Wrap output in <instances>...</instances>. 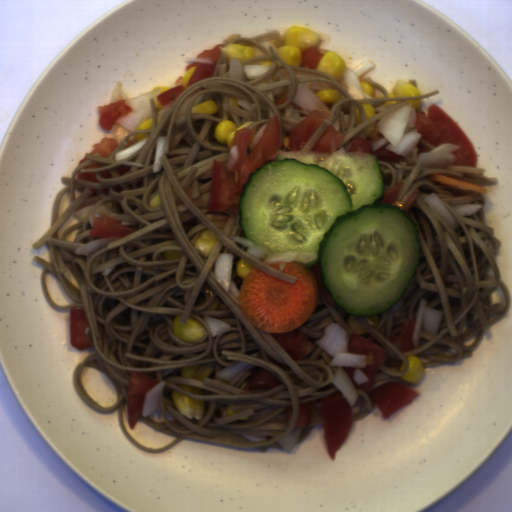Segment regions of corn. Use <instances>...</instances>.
<instances>
[{
	"label": "corn",
	"mask_w": 512,
	"mask_h": 512,
	"mask_svg": "<svg viewBox=\"0 0 512 512\" xmlns=\"http://www.w3.org/2000/svg\"><path fill=\"white\" fill-rule=\"evenodd\" d=\"M182 316H175L172 322V330L175 335L191 343H202L206 337V330L194 318H187L185 324H181Z\"/></svg>",
	"instance_id": "51d56268"
},
{
	"label": "corn",
	"mask_w": 512,
	"mask_h": 512,
	"mask_svg": "<svg viewBox=\"0 0 512 512\" xmlns=\"http://www.w3.org/2000/svg\"><path fill=\"white\" fill-rule=\"evenodd\" d=\"M170 396L181 417L201 419L204 408L203 401L190 398L173 388L170 391Z\"/></svg>",
	"instance_id": "f1292c28"
},
{
	"label": "corn",
	"mask_w": 512,
	"mask_h": 512,
	"mask_svg": "<svg viewBox=\"0 0 512 512\" xmlns=\"http://www.w3.org/2000/svg\"><path fill=\"white\" fill-rule=\"evenodd\" d=\"M244 127H251L252 130L254 127V122L247 121L239 126H236L234 120L225 118L216 124L214 128V135L217 141L226 143V145L231 150L236 146L234 143L236 130Z\"/></svg>",
	"instance_id": "5cfa1b94"
},
{
	"label": "corn",
	"mask_w": 512,
	"mask_h": 512,
	"mask_svg": "<svg viewBox=\"0 0 512 512\" xmlns=\"http://www.w3.org/2000/svg\"><path fill=\"white\" fill-rule=\"evenodd\" d=\"M407 358L409 360L407 370L399 378L406 382L420 384L425 377V369L422 366L420 356L409 355Z\"/></svg>",
	"instance_id": "cfcad685"
},
{
	"label": "corn",
	"mask_w": 512,
	"mask_h": 512,
	"mask_svg": "<svg viewBox=\"0 0 512 512\" xmlns=\"http://www.w3.org/2000/svg\"><path fill=\"white\" fill-rule=\"evenodd\" d=\"M218 237L212 229H206L200 233L198 238L193 242V247L201 256L209 257L215 249Z\"/></svg>",
	"instance_id": "2b8c4276"
},
{
	"label": "corn",
	"mask_w": 512,
	"mask_h": 512,
	"mask_svg": "<svg viewBox=\"0 0 512 512\" xmlns=\"http://www.w3.org/2000/svg\"><path fill=\"white\" fill-rule=\"evenodd\" d=\"M221 55L225 58L244 61L255 57V50L254 48L238 43H230L229 45H225V47H221Z\"/></svg>",
	"instance_id": "79e197a2"
},
{
	"label": "corn",
	"mask_w": 512,
	"mask_h": 512,
	"mask_svg": "<svg viewBox=\"0 0 512 512\" xmlns=\"http://www.w3.org/2000/svg\"><path fill=\"white\" fill-rule=\"evenodd\" d=\"M421 92L409 81L397 80L393 92L388 93V98L420 97Z\"/></svg>",
	"instance_id": "30e3d8cc"
},
{
	"label": "corn",
	"mask_w": 512,
	"mask_h": 512,
	"mask_svg": "<svg viewBox=\"0 0 512 512\" xmlns=\"http://www.w3.org/2000/svg\"><path fill=\"white\" fill-rule=\"evenodd\" d=\"M218 109L219 106L212 99H208L191 107L190 111L192 113L215 114Z\"/></svg>",
	"instance_id": "6a14855c"
},
{
	"label": "corn",
	"mask_w": 512,
	"mask_h": 512,
	"mask_svg": "<svg viewBox=\"0 0 512 512\" xmlns=\"http://www.w3.org/2000/svg\"><path fill=\"white\" fill-rule=\"evenodd\" d=\"M325 105H331L333 103L339 102L340 95L339 91L327 89L317 92L315 94Z\"/></svg>",
	"instance_id": "42891da5"
},
{
	"label": "corn",
	"mask_w": 512,
	"mask_h": 512,
	"mask_svg": "<svg viewBox=\"0 0 512 512\" xmlns=\"http://www.w3.org/2000/svg\"><path fill=\"white\" fill-rule=\"evenodd\" d=\"M254 267L255 266L244 257H239L235 265L238 274L243 280Z\"/></svg>",
	"instance_id": "a0e27810"
},
{
	"label": "corn",
	"mask_w": 512,
	"mask_h": 512,
	"mask_svg": "<svg viewBox=\"0 0 512 512\" xmlns=\"http://www.w3.org/2000/svg\"><path fill=\"white\" fill-rule=\"evenodd\" d=\"M200 365H193V366H187V367H180L179 372L182 378H188L192 379L193 375L195 374L196 370L198 369Z\"/></svg>",
	"instance_id": "3270194a"
},
{
	"label": "corn",
	"mask_w": 512,
	"mask_h": 512,
	"mask_svg": "<svg viewBox=\"0 0 512 512\" xmlns=\"http://www.w3.org/2000/svg\"><path fill=\"white\" fill-rule=\"evenodd\" d=\"M366 119H370L375 116L376 108L372 103H361Z\"/></svg>",
	"instance_id": "f22f9a43"
},
{
	"label": "corn",
	"mask_w": 512,
	"mask_h": 512,
	"mask_svg": "<svg viewBox=\"0 0 512 512\" xmlns=\"http://www.w3.org/2000/svg\"><path fill=\"white\" fill-rule=\"evenodd\" d=\"M196 68H197V67H195V66H194L193 68L188 69V70L186 71V73L182 76V78H181V80L179 81L178 85H181V86H183V87L185 88V87L188 85V83H189L190 79L192 78V76H193V74H194V72H195ZM178 85H177V86H178Z\"/></svg>",
	"instance_id": "93f2ace3"
},
{
	"label": "corn",
	"mask_w": 512,
	"mask_h": 512,
	"mask_svg": "<svg viewBox=\"0 0 512 512\" xmlns=\"http://www.w3.org/2000/svg\"><path fill=\"white\" fill-rule=\"evenodd\" d=\"M148 199H149V204L152 207L159 206L160 204H162L160 191L158 189L156 191H154L152 194H150Z\"/></svg>",
	"instance_id": "7d6b0189"
},
{
	"label": "corn",
	"mask_w": 512,
	"mask_h": 512,
	"mask_svg": "<svg viewBox=\"0 0 512 512\" xmlns=\"http://www.w3.org/2000/svg\"><path fill=\"white\" fill-rule=\"evenodd\" d=\"M360 84H361V89L366 93L368 94L370 97H373V94H374V88L372 86V84H370L369 82L367 81H363V80H360Z\"/></svg>",
	"instance_id": "e3d9049e"
},
{
	"label": "corn",
	"mask_w": 512,
	"mask_h": 512,
	"mask_svg": "<svg viewBox=\"0 0 512 512\" xmlns=\"http://www.w3.org/2000/svg\"><path fill=\"white\" fill-rule=\"evenodd\" d=\"M406 102L407 104H412L414 108L417 110H421V99H408Z\"/></svg>",
	"instance_id": "bf9fae09"
},
{
	"label": "corn",
	"mask_w": 512,
	"mask_h": 512,
	"mask_svg": "<svg viewBox=\"0 0 512 512\" xmlns=\"http://www.w3.org/2000/svg\"><path fill=\"white\" fill-rule=\"evenodd\" d=\"M172 87H176V86H171V85L170 86H155L151 91L158 90L162 93Z\"/></svg>",
	"instance_id": "c43d3cec"
}]
</instances>
